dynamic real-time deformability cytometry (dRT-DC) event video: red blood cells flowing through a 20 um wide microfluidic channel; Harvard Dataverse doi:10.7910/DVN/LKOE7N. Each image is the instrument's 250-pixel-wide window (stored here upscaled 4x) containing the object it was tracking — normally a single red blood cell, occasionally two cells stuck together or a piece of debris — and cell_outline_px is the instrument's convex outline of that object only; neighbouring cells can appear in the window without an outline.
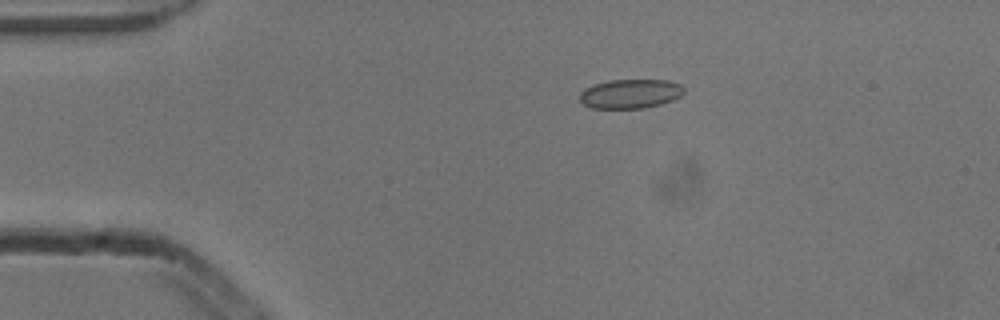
{"species": "common noctule bat (a hibernating species)", "species_latin": "Nyctalus noctula", "temperature_condition": "cold", "stored_images_in_passage": 5, "camera_frame_rate_fps": 3000, "um_per_image_px": 0.085, "animal": {"sex": "male", "body_mass_g": 13.3}, "frame": {"image": 1, "passage_image": 3, "time_ms": 0.667, "image_size_px": [1000, 320], "cell_outline_px": [[684, 92], [680, 96], [672, 100], [660, 104], [644, 108], [592, 108], [584, 104], [580, 100], [580, 92], [584, 88], [608, 80], [668, 80], [680, 84], [684, 88]], "centroid_in_image_um": [53.58, 7.96], "position_along_channel_um": 31.4, "area_um2": 17.69}}
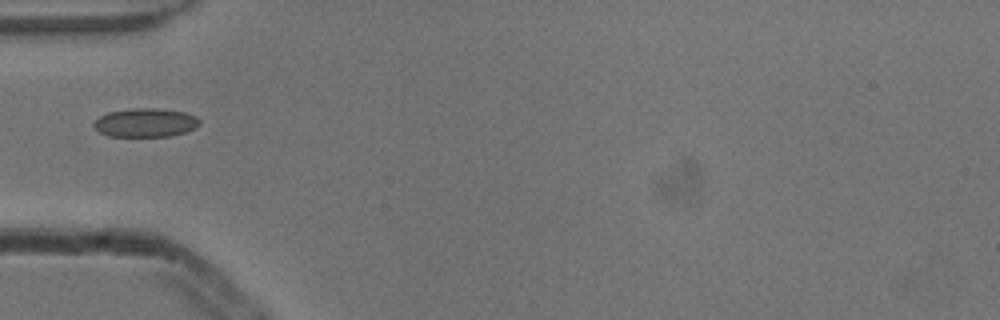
{"frame": {"image": 2, "passage_image": 5, "time_ms": 1.333, "image_size_px": [1000, 320], "cell_outline_px": [[200, 124], [196, 128], [184, 132], [168, 136], [108, 136], [100, 132], [92, 124], [100, 116], [108, 112], [132, 108], [156, 108], [184, 112], [196, 116], [200, 120]], "centroid_in_image_um": [12.38, 10.42], "position_along_channel_um": 72.6, "area_um2": 17.63}}